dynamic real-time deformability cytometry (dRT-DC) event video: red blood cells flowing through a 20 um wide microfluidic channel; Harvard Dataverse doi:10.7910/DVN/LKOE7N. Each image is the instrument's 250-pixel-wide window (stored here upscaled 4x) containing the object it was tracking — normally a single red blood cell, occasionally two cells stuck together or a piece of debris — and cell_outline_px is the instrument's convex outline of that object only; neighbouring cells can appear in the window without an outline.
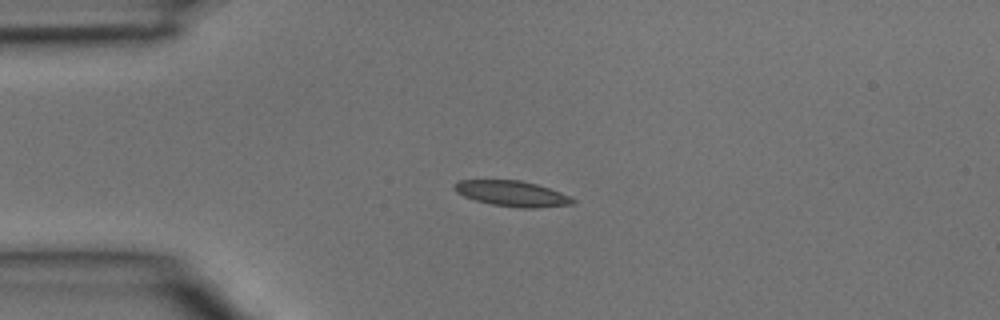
{"species": "common noctule bat (a hibernating species)", "species_latin": "Nyctalus noctula", "temperature_condition": "room temperature", "stored_images_in_passage": 2, "camera_frame_rate_fps": 3000, "um_per_image_px": 0.085, "animal": {"sex": "male", "body_mass_g": 15.6}, "frame": {"image": 1, "passage_image": 1, "time_ms": 0.0, "image_size_px": [1000, 320], "cell_outline_px": [[576, 204], [536, 208], [520, 208], [492, 204], [476, 200], [464, 196], [456, 192], [452, 188], [460, 180], [520, 180], [536, 184], [560, 192], [576, 200]], "centroid_in_image_um": [43.55, 16.46], "position_along_channel_um": 41.5, "area_um2": 17.51}}